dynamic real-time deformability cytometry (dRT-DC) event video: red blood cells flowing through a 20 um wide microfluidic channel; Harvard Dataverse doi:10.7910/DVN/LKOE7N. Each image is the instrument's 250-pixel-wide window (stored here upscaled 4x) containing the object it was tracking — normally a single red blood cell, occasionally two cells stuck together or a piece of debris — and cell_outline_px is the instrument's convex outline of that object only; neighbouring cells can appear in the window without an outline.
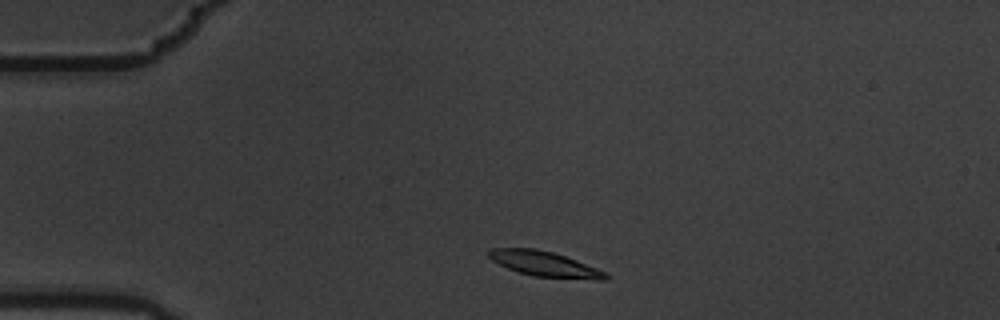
{"species": "common noctule bat (a hibernating species)", "species_latin": "Nyctalus noctula", "temperature_condition": "warm", "stored_images_in_passage": 2, "camera_frame_rate_fps": 3000, "um_per_image_px": 0.085, "animal": {"sex": "male", "body_mass_g": 19.5, "forearm_length_mm": 54.6}, "frame": {"image": 1, "passage_image": 1, "time_ms": 0.0, "image_size_px": [1000, 320], "cell_outline_px": [[608, 280], [596, 280], [532, 276], [508, 268], [492, 260], [488, 256], [488, 252], [492, 248], [536, 248], [552, 252], [564, 256], [608, 272]], "centroid_in_image_um": [46.33, 22.44], "position_along_channel_um": 38.7, "area_um2": 17.05}}